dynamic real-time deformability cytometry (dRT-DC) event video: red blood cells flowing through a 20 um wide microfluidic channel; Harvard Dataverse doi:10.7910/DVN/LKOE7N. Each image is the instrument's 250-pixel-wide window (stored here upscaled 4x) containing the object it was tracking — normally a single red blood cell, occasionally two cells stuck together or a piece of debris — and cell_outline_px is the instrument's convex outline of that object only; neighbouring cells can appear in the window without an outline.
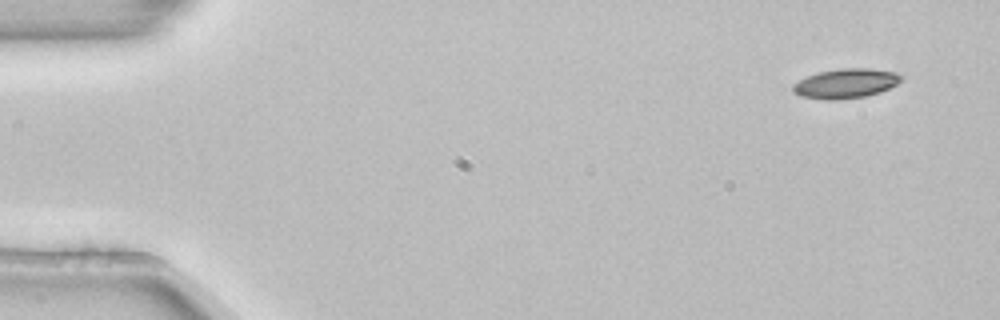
{"species": "common noctule bat (a hibernating species)", "species_latin": "Nyctalus noctula", "temperature_condition": "room temperature", "stored_images_in_passage": 7, "camera_frame_rate_fps": 3000, "um_per_image_px": 0.085, "animal": {"sex": "female", "body_mass_g": 22.7, "forearm_length_mm": 54.2}, "frame": {"image": 1, "passage_image": 1, "time_ms": 0.0, "image_size_px": [1000, 320], "cell_outline_px": [[904, 76], [896, 84], [880, 92], [864, 96], [836, 100], [824, 100], [800, 96], [792, 92], [792, 84], [808, 76], [820, 72], [840, 68], [872, 68], [896, 72]], "centroid_in_image_um": [71.87, 7.09], "position_along_channel_um": 13.1, "area_um2": 18.67}}
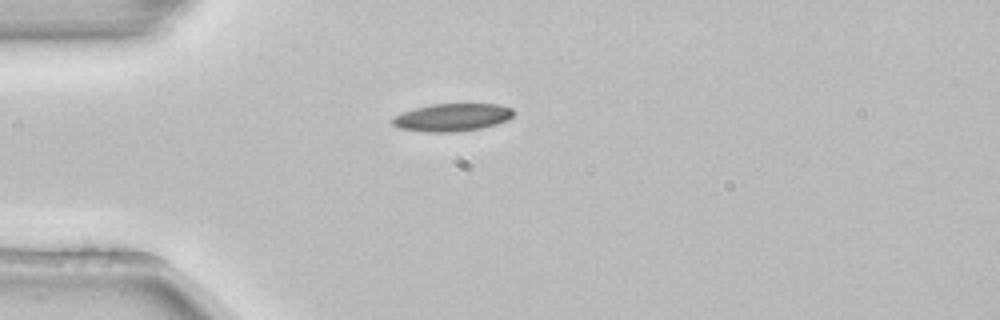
{"frame": {"image": 2, "passage_image": 4, "time_ms": 1.0, "image_size_px": [1000, 320], "cell_outline_px": [[512, 116], [508, 120], [496, 124], [480, 128], [452, 132], [428, 132], [400, 128], [392, 124], [392, 116], [416, 108], [432, 104], [496, 104], [512, 108]], "centroid_in_image_um": [38.42, 9.97], "position_along_channel_um": 46.6, "area_um2": 19.31}}